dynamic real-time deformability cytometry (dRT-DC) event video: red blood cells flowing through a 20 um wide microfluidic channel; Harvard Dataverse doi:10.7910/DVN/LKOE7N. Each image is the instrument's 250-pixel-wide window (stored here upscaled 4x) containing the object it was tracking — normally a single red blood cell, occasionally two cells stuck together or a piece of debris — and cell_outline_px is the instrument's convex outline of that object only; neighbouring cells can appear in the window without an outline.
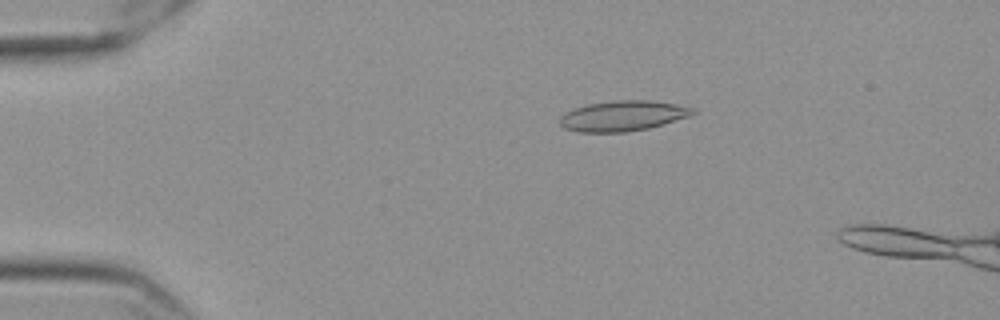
{"species": "Egyptian fruit bat (a non-hibernating species)", "species_latin": "Rousettus aegyptiacus", "temperature_condition": "cold", "stored_images_in_passage": 54, "camera_frame_rate_fps": 3000, "um_per_image_px": 0.085, "frame": {"image": 1, "passage_image": 11, "time_ms": 3.333, "image_size_px": [1000, 320], "cell_outline_px": [[696, 112], [688, 116], [664, 124], [648, 128], [624, 132], [576, 132], [564, 128], [560, 124], [560, 116], [564, 112], [588, 104], [612, 100], [648, 100], [676, 104], [696, 108]], "centroid_in_image_um": [52.93, 9.84], "position_along_channel_um": 32.1, "area_um2": 23.52}}
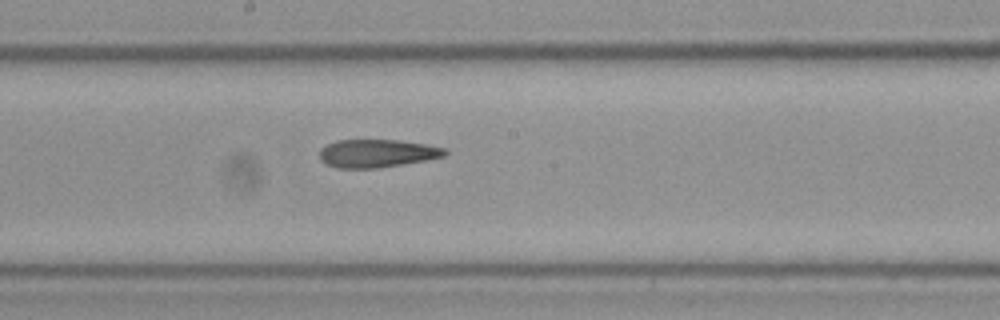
{"frame": {"image": 2, "passage_image": 31, "time_ms": 10.0, "image_size_px": [1000, 320], "cell_outline_px": [[448, 152], [444, 156], [424, 160], [376, 168], [340, 168], [328, 164], [320, 160], [320, 148], [336, 140], [400, 140], [448, 148]], "centroid_in_image_um": [32.05, 13.02], "position_along_channel_um": 216.2, "area_um2": 20.29}}
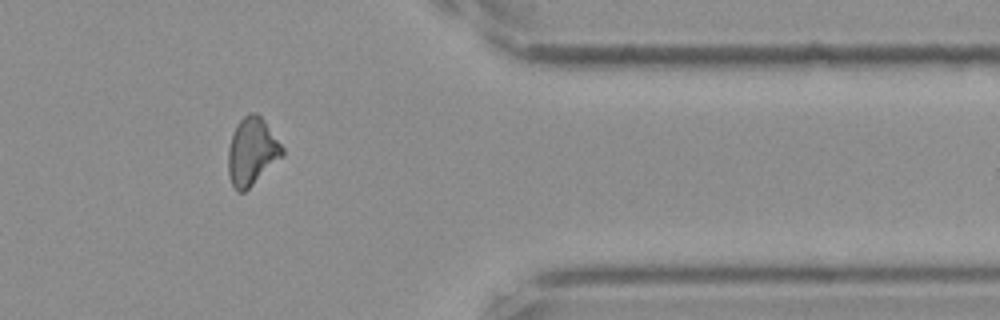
{"frame": {"image": 3, "passage_image": 47, "time_ms": 15.333, "image_size_px": [1000, 320], "cell_outline_px": [[284, 156], [244, 192], [236, 192], [232, 184], [228, 172], [228, 148], [236, 124], [248, 112], [256, 112], [264, 120], [284, 148]], "centroid_in_image_um": [21.42, 12.88], "position_along_channel_um": 390.0, "area_um2": 21.33}}